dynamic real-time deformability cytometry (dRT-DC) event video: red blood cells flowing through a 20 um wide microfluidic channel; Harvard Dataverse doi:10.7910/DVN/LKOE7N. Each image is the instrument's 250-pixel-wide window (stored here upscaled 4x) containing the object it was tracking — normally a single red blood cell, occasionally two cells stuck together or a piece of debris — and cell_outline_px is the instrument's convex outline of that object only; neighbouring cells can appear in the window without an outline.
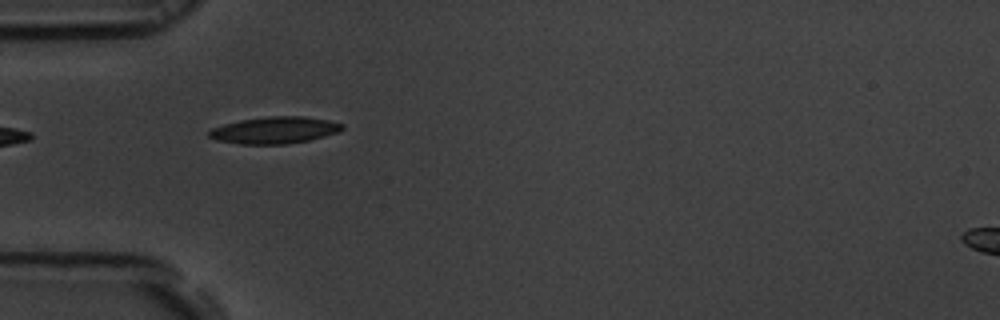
{"species": "common noctule bat (a hibernating species)", "species_latin": "Nyctalus noctula", "temperature_condition": "room temperature", "stored_images_in_passage": 3, "camera_frame_rate_fps": 3000, "um_per_image_px": 0.085, "animal": {"sex": "male", "body_mass_g": 19.5, "forearm_length_mm": 54.6}, "frame": {"image": 1, "passage_image": 1, "time_ms": 0.0, "image_size_px": [1000, 320], "cell_outline_px": [[344, 128], [340, 132], [308, 140], [284, 144], [240, 144], [216, 140], [208, 136], [208, 132], [212, 128], [224, 124], [240, 120], [268, 116], [304, 116], [328, 120], [344, 124]], "centroid_in_image_um": [23.35, 11.06], "position_along_channel_um": 61.6, "area_um2": 20.81}}